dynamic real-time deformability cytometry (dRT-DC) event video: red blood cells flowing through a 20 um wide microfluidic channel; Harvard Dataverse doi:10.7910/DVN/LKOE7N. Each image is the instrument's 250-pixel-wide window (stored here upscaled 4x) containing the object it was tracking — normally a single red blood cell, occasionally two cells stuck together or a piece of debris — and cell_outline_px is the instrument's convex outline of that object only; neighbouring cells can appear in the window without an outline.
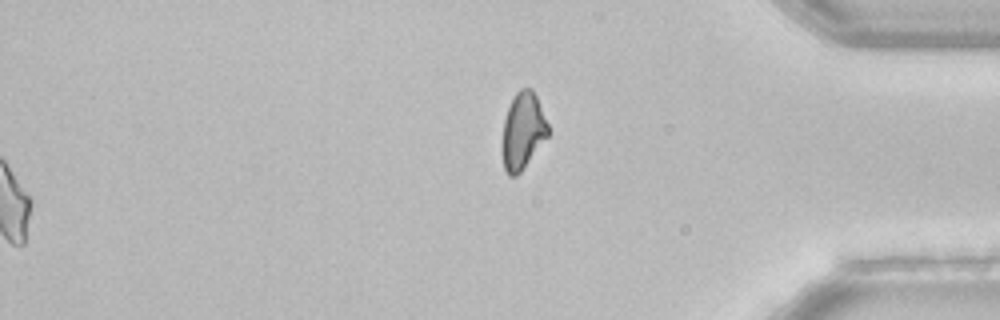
{"species": "common noctule bat (a hibernating species)", "species_latin": "Nyctalus noctula", "temperature_condition": "room temperature", "stored_images_in_passage": 54, "segment_of_instrument_passage": [2, 2], "camera_frame_rate_fps": 3000, "um_per_image_px": 0.085, "animal": {"sex": "female", "body_mass_g": 22.7, "forearm_length_mm": 54.2}, "frame": {"image": 1, "passage_image": 54, "time_ms": 17.667, "image_size_px": [1000, 320], "cell_outline_px": [[548, 136], [524, 168], [516, 176], [508, 176], [504, 168], [500, 148], [504, 120], [508, 108], [516, 92], [520, 88], [532, 88], [536, 96], [548, 124]], "centroid_in_image_um": [44.41, 11.16], "position_along_channel_um": 390.8, "area_um2": 20.63}}